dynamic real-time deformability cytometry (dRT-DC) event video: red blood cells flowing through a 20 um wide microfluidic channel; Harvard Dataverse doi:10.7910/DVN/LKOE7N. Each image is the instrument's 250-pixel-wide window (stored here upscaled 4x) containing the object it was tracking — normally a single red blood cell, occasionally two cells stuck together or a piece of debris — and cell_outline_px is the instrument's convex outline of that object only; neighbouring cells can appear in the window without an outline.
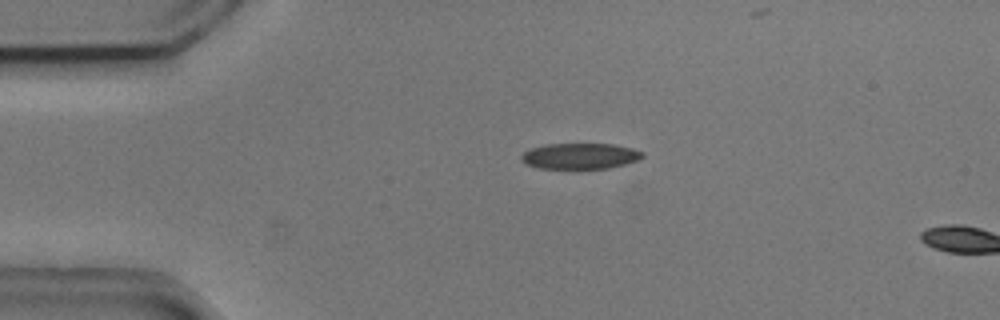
{"species": "common noctule bat (a hibernating species)", "species_latin": "Nyctalus noctula", "temperature_condition": "cold", "stored_images_in_passage": 3, "camera_frame_rate_fps": 3000, "um_per_image_px": 0.085, "animal": {"sex": "male", "body_mass_g": 20.5, "forearm_length_mm": 52.5}, "frame": {"image": 1, "passage_image": 1, "time_ms": 0.0, "image_size_px": [1000, 320], "cell_outline_px": [[644, 156], [636, 160], [624, 164], [608, 168], [540, 168], [528, 164], [520, 160], [520, 156], [524, 152], [532, 148], [548, 144], [612, 144], [632, 148], [644, 152]], "centroid_in_image_um": [49.31, 13.26], "position_along_channel_um": 35.7, "area_um2": 17.98}}